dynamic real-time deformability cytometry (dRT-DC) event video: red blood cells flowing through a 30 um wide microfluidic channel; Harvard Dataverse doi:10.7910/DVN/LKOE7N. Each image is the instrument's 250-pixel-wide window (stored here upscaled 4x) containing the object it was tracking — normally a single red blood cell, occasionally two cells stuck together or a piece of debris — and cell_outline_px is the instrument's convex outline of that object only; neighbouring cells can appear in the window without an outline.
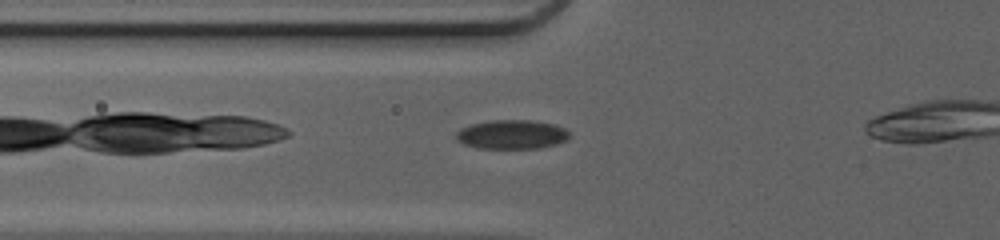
{"species": "common noctule bat (a hibernating species)", "species_latin": "Nyctalus noctula", "temperature_condition": "cold", "stored_images_in_passage": 21, "camera_frame_rate_fps": 3000, "um_per_image_px": 0.085, "animal": {"sex": "female", "body_mass_g": 20.0, "forearm_length_mm": 54.0}, "frame": {"image": 1, "passage_image": 4, "time_ms": 1.0, "image_size_px": [1000, 240], "cell_outline_px": [[568, 140], [556, 144], [540, 148], [476, 148], [464, 144], [456, 140], [456, 132], [460, 128], [472, 124], [492, 120], [532, 120], [556, 124], [564, 128], [568, 132]], "centroid_in_image_um": [43.5, 11.43], "position_along_channel_um": 82.3, "area_um2": 19.31}}
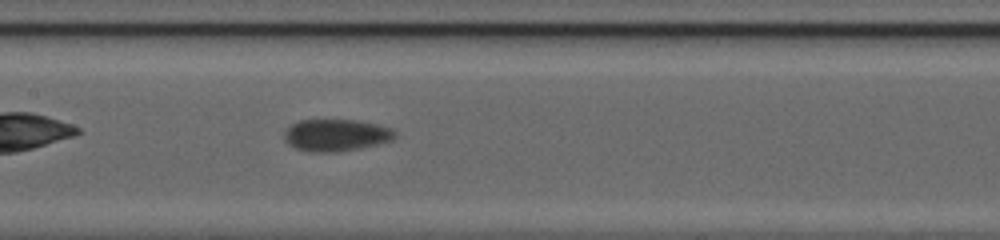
{"frame": {"image": 2, "passage_image": 11, "time_ms": 3.333, "image_size_px": [1000, 240], "cell_outline_px": [[396, 136], [392, 140], [360, 148], [336, 152], [308, 152], [296, 148], [288, 144], [284, 136], [284, 132], [292, 124], [300, 120], [360, 120], [380, 124], [392, 128], [396, 132]], "centroid_in_image_um": [28.59, 11.48], "position_along_channel_um": 178.8, "area_um2": 20.75}}
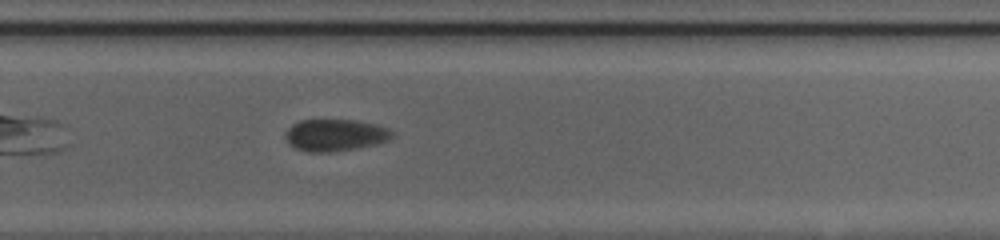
{"frame": {"image": 3, "passage_image": 20, "time_ms": 6.333, "image_size_px": [1000, 240], "cell_outline_px": [[392, 136], [388, 140], [376, 144], [356, 148], [332, 152], [308, 152], [296, 148], [288, 144], [284, 136], [284, 132], [292, 124], [300, 120], [356, 120], [376, 124], [388, 128], [392, 132]], "centroid_in_image_um": [28.45, 11.48], "position_along_channel_um": 301.4, "area_um2": 19.94}}